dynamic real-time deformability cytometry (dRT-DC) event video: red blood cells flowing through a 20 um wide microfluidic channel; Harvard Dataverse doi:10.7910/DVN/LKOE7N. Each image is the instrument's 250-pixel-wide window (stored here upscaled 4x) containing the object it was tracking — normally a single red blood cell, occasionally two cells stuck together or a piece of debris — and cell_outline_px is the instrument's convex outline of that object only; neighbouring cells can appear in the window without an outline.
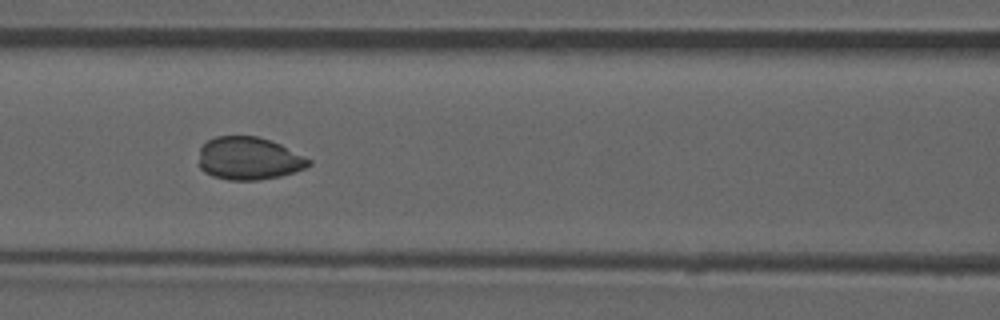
{"species": "common noctule bat (a hibernating species)", "species_latin": "Nyctalus noctula", "temperature_condition": "room temperature", "stored_images_in_passage": 51, "camera_frame_rate_fps": 3000, "um_per_image_px": 0.085, "animal": {"sex": "male", "forearm_length_mm": 52.5}, "frame": {"image": 1, "passage_image": 22, "time_ms": 7.0, "image_size_px": [1000, 320], "cell_outline_px": [[312, 164], [296, 172], [280, 176], [260, 180], [228, 180], [212, 176], [204, 172], [200, 168], [200, 148], [208, 140], [216, 136], [256, 136], [280, 144], [312, 160]], "centroid_in_image_um": [21.16, 13.48], "position_along_channel_um": 145.4, "area_um2": 27.4}}